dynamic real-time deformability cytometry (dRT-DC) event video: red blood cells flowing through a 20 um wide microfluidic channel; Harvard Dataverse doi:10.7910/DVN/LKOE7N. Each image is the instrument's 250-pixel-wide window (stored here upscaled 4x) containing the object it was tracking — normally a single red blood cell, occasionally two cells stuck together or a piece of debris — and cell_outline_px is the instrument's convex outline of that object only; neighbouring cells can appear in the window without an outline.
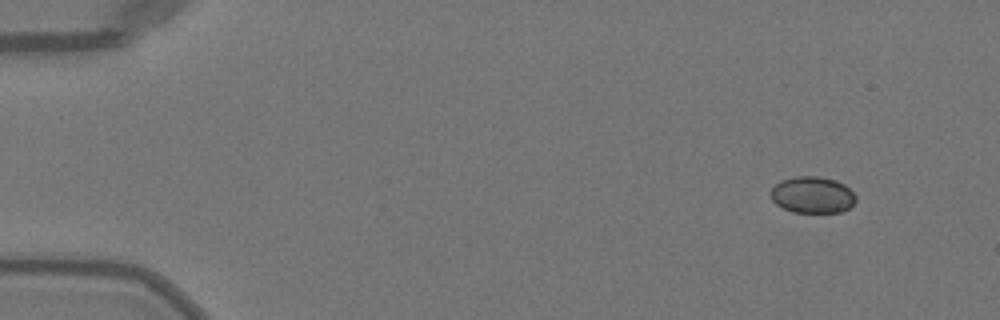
{"species": "Egyptian fruit bat (a non-hibernating species)", "species_latin": "Rousettus aegyptiacus", "temperature_condition": "warm", "stored_images_in_passage": 3, "camera_frame_rate_fps": 3000, "um_per_image_px": 0.085, "animal": {"sex": "female"}, "frame": {"image": 1, "passage_image": 1, "time_ms": 0.0, "image_size_px": [1000, 320], "cell_outline_px": [[164, 292], [160, 292], [16, 272], [28, 260], [112, 264], [160, 288]], "centroid_in_image_um": [7.45, 23.26], "position_along_channel_um": 77.5, "area_um2": 15.66}}